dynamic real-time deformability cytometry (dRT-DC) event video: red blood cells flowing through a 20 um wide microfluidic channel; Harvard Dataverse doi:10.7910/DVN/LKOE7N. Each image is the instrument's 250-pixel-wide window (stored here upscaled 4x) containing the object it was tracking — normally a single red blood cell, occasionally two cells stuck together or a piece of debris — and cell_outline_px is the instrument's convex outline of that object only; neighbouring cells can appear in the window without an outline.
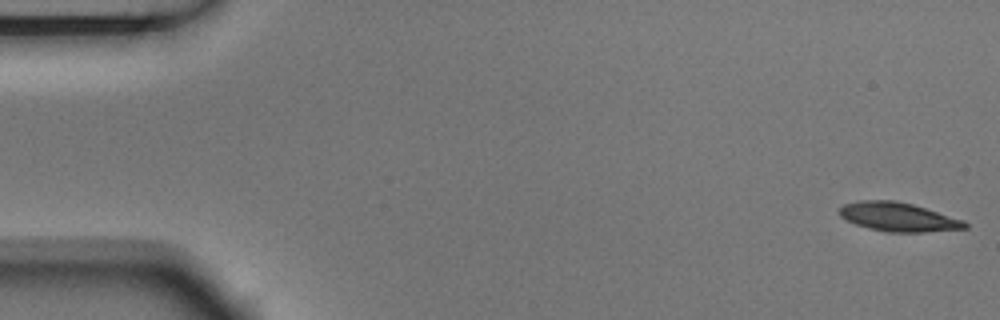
{"species": "Egyptian fruit bat (a non-hibernating species)", "species_latin": "Rousettus aegyptiacus", "temperature_condition": "room temperature", "stored_images_in_passage": 4, "camera_frame_rate_fps": 3000, "um_per_image_px": 0.085, "animal": {"sex": "male"}, "frame": {"image": 1, "passage_image": 1, "time_ms": 0.0, "image_size_px": [1000, 320], "cell_outline_px": [[968, 228], [924, 232], [888, 232], [868, 228], [856, 224], [840, 216], [840, 208], [844, 204], [860, 200], [892, 200], [912, 204], [964, 220], [968, 224]], "centroid_in_image_um": [76.36, 18.44], "position_along_channel_um": 8.6, "area_um2": 20.92}}